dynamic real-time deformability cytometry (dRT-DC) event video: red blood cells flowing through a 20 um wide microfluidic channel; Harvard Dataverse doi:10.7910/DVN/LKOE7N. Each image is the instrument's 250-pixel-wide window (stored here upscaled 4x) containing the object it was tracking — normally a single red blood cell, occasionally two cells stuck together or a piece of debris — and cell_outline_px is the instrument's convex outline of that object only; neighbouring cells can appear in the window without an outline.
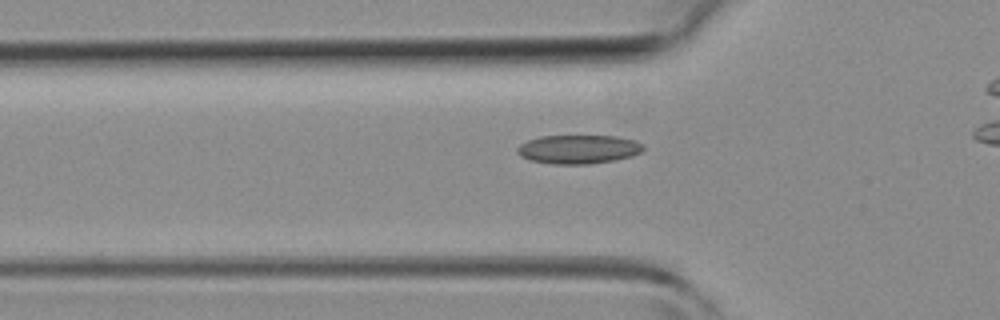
{"species": "common noctule bat (a hibernating species)", "species_latin": "Nyctalus noctula", "temperature_condition": "room temperature", "stored_images_in_passage": 24, "camera_frame_rate_fps": 3000, "um_per_image_px": 0.085, "animal": {"sex": "female", "body_mass_g": 19.3, "forearm_length_mm": 54.1}, "frame": {"image": 1, "passage_image": 2, "time_ms": 0.333, "image_size_px": [1000, 320], "cell_outline_px": [[644, 148], [640, 152], [632, 156], [616, 160], [588, 164], [552, 164], [532, 160], [520, 156], [516, 152], [516, 148], [520, 144], [528, 140], [540, 136], [616, 136], [636, 140], [644, 144]], "centroid_in_image_um": [49.18, 12.68], "position_along_channel_um": 76.6, "area_um2": 21.27}}
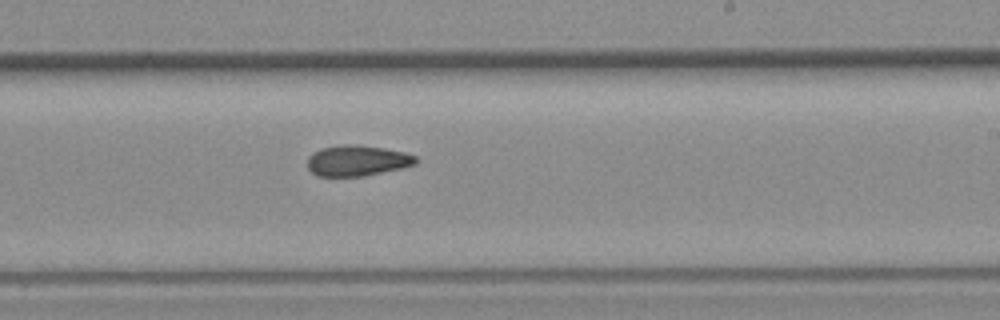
{"frame": {"image": 2, "passage_image": 14, "time_ms": 4.333, "image_size_px": [1000, 320], "cell_outline_px": [[416, 164], [400, 168], [364, 176], [320, 176], [312, 172], [308, 168], [308, 156], [312, 152], [320, 148], [344, 144], [356, 144], [384, 148], [404, 152], [416, 156]], "centroid_in_image_um": [30.33, 13.64], "position_along_channel_um": 258.7, "area_um2": 19.36}}
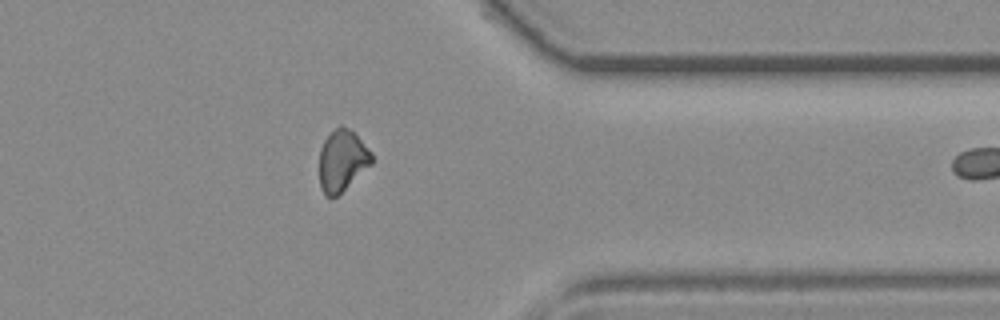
{"frame": {"image": 3, "passage_image": 23, "time_ms": 7.333, "image_size_px": [1000, 320], "cell_outline_px": [[372, 164], [336, 196], [324, 196], [320, 188], [320, 148], [324, 140], [340, 124], [348, 128], [372, 152]], "centroid_in_image_um": [29.07, 13.65], "position_along_channel_um": 382.3, "area_um2": 18.38}}